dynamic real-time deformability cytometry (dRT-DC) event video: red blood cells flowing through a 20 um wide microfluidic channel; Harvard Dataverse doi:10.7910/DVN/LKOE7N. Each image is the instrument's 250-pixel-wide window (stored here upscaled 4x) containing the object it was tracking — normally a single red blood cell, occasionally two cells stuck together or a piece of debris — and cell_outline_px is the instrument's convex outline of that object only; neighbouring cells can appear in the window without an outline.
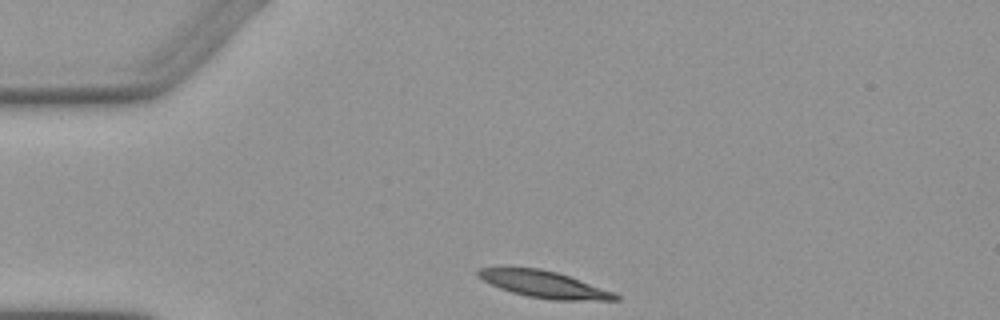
{"species": "Egyptian fruit bat (a non-hibernating species)", "species_latin": "Rousettus aegyptiacus", "temperature_condition": "warm", "stored_images_in_passage": 2, "camera_frame_rate_fps": 3000, "um_per_image_px": 0.085, "animal": {"sex": "female"}, "frame": {"image": 1, "passage_image": 1, "time_ms": 0.0, "image_size_px": [1000, 320], "cell_outline_px": [[620, 300], [552, 300], [528, 296], [512, 292], [500, 288], [476, 276], [476, 272], [480, 268], [540, 268], [556, 272], [568, 276], [612, 292], [620, 296]], "centroid_in_image_um": [46.23, 24.17], "position_along_channel_um": 38.8, "area_um2": 20.87}}